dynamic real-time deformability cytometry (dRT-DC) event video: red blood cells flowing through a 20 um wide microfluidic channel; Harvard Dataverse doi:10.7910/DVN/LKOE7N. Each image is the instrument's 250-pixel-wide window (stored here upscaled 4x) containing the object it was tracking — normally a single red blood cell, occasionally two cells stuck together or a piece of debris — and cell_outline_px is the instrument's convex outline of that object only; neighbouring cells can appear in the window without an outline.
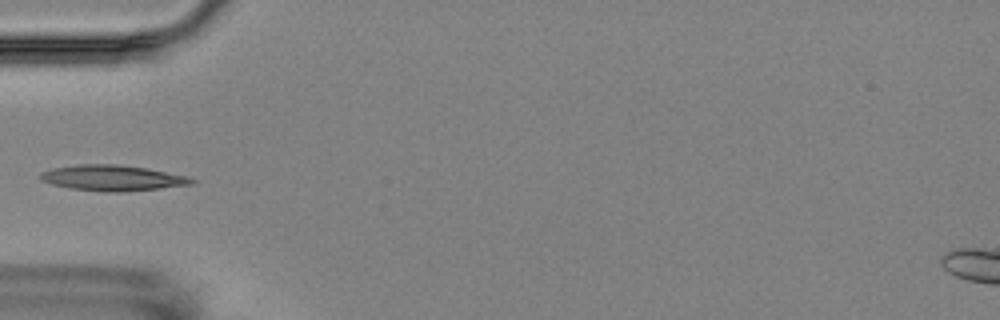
{"species": "Egyptian fruit bat (a non-hibernating species)", "species_latin": "Rousettus aegyptiacus", "temperature_condition": "room temperature", "stored_images_in_passage": 1, "camera_frame_rate_fps": 3000, "um_per_image_px": 0.085, "animal": {"sex": "female"}, "frame": {"image": 1, "passage_image": 1, "time_ms": 0.0, "image_size_px": [1000, 320], "cell_outline_px": [[196, 184], [160, 188], [120, 192], [104, 192], [68, 188], [52, 184], [40, 180], [36, 176], [40, 172], [52, 168], [80, 164], [112, 164], [144, 168], [188, 176], [196, 180]], "centroid_in_image_um": [9.52, 15.13], "position_along_channel_um": 75.5, "area_um2": 22.72}}